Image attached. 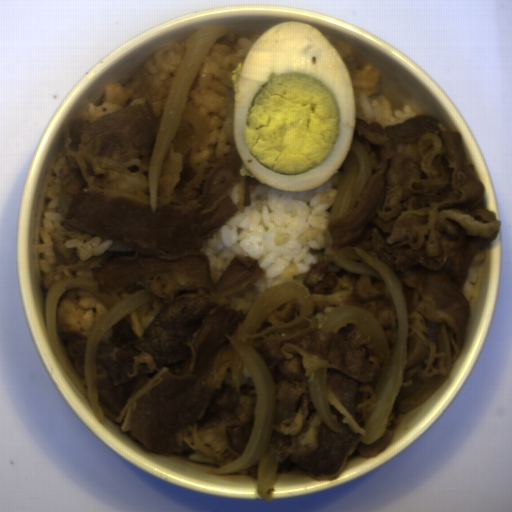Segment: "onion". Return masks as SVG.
I'll return each instance as SVG.
<instances>
[{"label": "onion", "instance_id": "06740285", "mask_svg": "<svg viewBox=\"0 0 512 512\" xmlns=\"http://www.w3.org/2000/svg\"><path fill=\"white\" fill-rule=\"evenodd\" d=\"M315 305L307 285L289 281L262 289L243 314L235 336L225 334L234 346L231 355L232 385L238 392L246 367L254 382L256 407L252 433L240 456L229 463L210 468L211 475L247 474L257 465L256 493L272 501L278 462L277 443L271 442L275 389L271 373L252 346L255 336L278 327L291 326L305 317H312Z\"/></svg>", "mask_w": 512, "mask_h": 512}, {"label": "onion", "instance_id": "6bf65262", "mask_svg": "<svg viewBox=\"0 0 512 512\" xmlns=\"http://www.w3.org/2000/svg\"><path fill=\"white\" fill-rule=\"evenodd\" d=\"M334 238L327 228L323 255L329 256L334 264L354 274H367L381 280L384 296L394 307L398 321L397 337L394 345L389 347V340L381 324L367 310L355 306H337L322 319L321 328L324 333L335 334L348 324H354L357 332L364 338L369 336L376 345L375 354L383 359L382 373L375 385V403L378 405L365 415L362 421L365 436L353 441L338 471L316 474L308 470L309 477L316 481L338 478L348 465L349 457L355 453L360 442L372 444L385 436L388 418L400 393L407 362L409 346L410 316L402 284L394 271L384 262L366 253L359 247H333Z\"/></svg>", "mask_w": 512, "mask_h": 512}, {"label": "onion", "instance_id": "55239325", "mask_svg": "<svg viewBox=\"0 0 512 512\" xmlns=\"http://www.w3.org/2000/svg\"><path fill=\"white\" fill-rule=\"evenodd\" d=\"M72 288H83L94 295L108 310L91 329L88 337L79 332H57L56 318L60 297ZM145 288L121 301L112 291H100L93 277L72 276L54 282L45 295L44 315L51 348L64 371L88 401L95 417L102 425L104 412L98 404L100 391L97 383L96 359L105 334L116 322L155 299Z\"/></svg>", "mask_w": 512, "mask_h": 512}, {"label": "onion", "instance_id": "23ac38db", "mask_svg": "<svg viewBox=\"0 0 512 512\" xmlns=\"http://www.w3.org/2000/svg\"><path fill=\"white\" fill-rule=\"evenodd\" d=\"M231 27L196 26L184 40L185 52L182 60L172 76L156 141L148 163V189L151 211L157 209V188L162 167L169 146L182 122L189 123L193 133L175 143L173 152L188 154L189 165L194 169L198 163L195 155L207 132L208 120L200 113L186 108L194 80L211 47L222 37L229 34Z\"/></svg>", "mask_w": 512, "mask_h": 512}, {"label": "onion", "instance_id": "2ce2d468", "mask_svg": "<svg viewBox=\"0 0 512 512\" xmlns=\"http://www.w3.org/2000/svg\"><path fill=\"white\" fill-rule=\"evenodd\" d=\"M340 170L343 176L328 220L345 217L356 204L372 176V160L360 140L354 138Z\"/></svg>", "mask_w": 512, "mask_h": 512}, {"label": "onion", "instance_id": "275d332c", "mask_svg": "<svg viewBox=\"0 0 512 512\" xmlns=\"http://www.w3.org/2000/svg\"><path fill=\"white\" fill-rule=\"evenodd\" d=\"M326 373L327 367L317 369L307 376L308 388L312 403L320 417V419L338 434H343L342 428L337 425L330 413V409L326 399Z\"/></svg>", "mask_w": 512, "mask_h": 512}]
</instances>
